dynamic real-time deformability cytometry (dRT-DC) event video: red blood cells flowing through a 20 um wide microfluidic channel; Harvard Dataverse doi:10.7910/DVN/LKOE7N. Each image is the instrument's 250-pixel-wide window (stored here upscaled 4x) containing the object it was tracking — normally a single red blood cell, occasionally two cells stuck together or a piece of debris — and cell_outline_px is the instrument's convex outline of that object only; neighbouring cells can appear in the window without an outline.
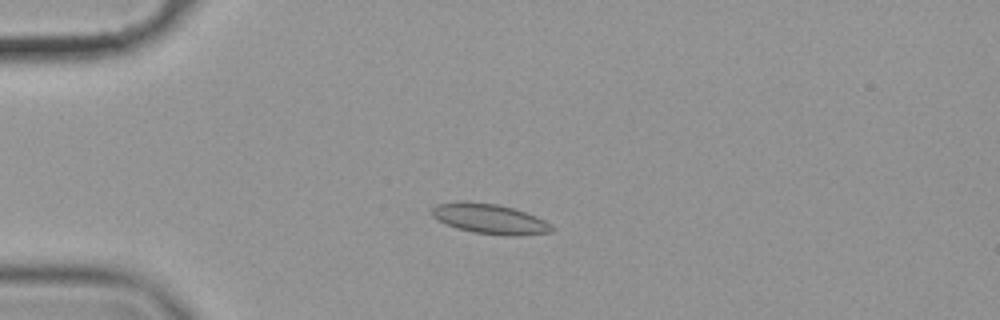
{"species": "common noctule bat (a hibernating species)", "species_latin": "Nyctalus noctula", "temperature_condition": "cold", "stored_images_in_passage": 50, "camera_frame_rate_fps": 3000, "um_per_image_px": 0.085, "animal": {"sex": "female", "body_mass_g": 19.9}, "frame": {"image": 1, "passage_image": 7, "time_ms": 2.0, "image_size_px": [1000, 320], "cell_outline_px": [[556, 228], [552, 232], [520, 236], [504, 236], [472, 232], [456, 228], [432, 216], [432, 208], [436, 204], [460, 200], [464, 200], [496, 204], [512, 208], [536, 216], [552, 224]], "centroid_in_image_um": [41.66, 18.61], "position_along_channel_um": 43.3, "area_um2": 21.21}}
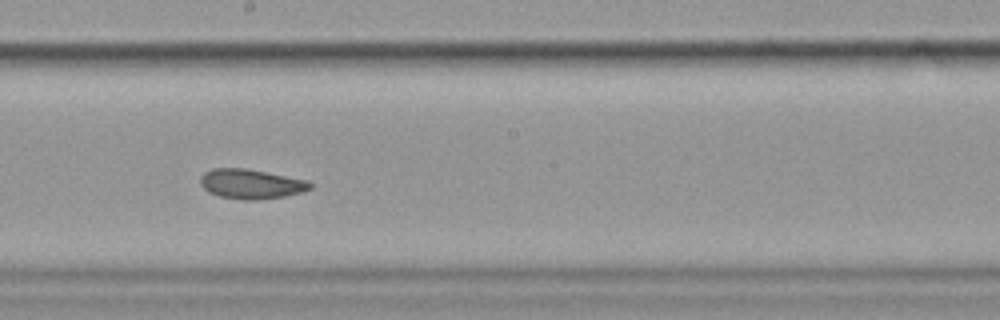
{"frame": {"image": 2, "passage_image": 25, "time_ms": 8.0, "image_size_px": [1000, 320], "cell_outline_px": [[312, 188], [304, 192], [284, 196], [256, 200], [244, 200], [220, 196], [208, 192], [200, 184], [200, 176], [204, 172], [212, 168], [244, 168], [308, 180], [312, 184]], "centroid_in_image_um": [21.33, 15.63], "position_along_channel_um": 226.9, "area_um2": 19.02}}
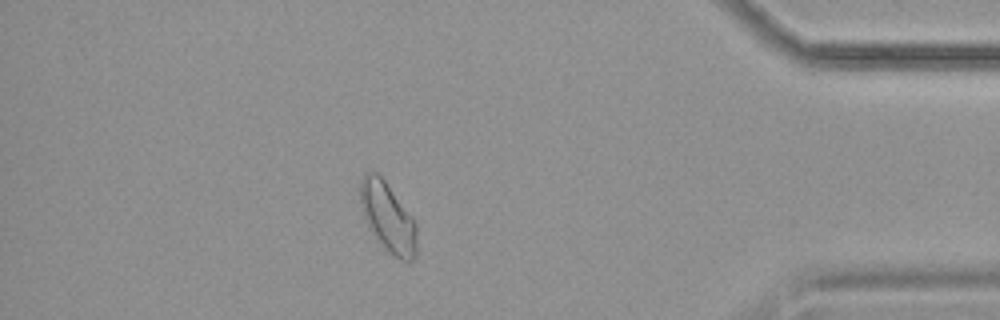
{"frame": {"image": 3, "passage_image": 43, "time_ms": 14.0, "image_size_px": [1000, 320], "cell_outline_px": [[416, 256], [408, 264], [392, 256], [384, 248], [368, 228], [360, 204], [360, 180], [364, 172], [372, 168], [384, 180], [412, 216], [416, 224]], "centroid_in_image_um": [32.95, 18.48], "position_along_channel_um": 402.2, "area_um2": 23.24}, "authors_computed_cell_mechanics": {"area_um2": 19.9699, "velocity_mm_per_s": 3.513, "shape_relaxation_time_tau1_ms": null, "shape_relaxation_time_tau2_ms": 2.4861, "deformation_change_tau1": null, "deformation_change_tau2": 0.0681}}